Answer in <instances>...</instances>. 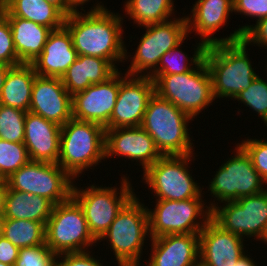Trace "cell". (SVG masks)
Returning <instances> with one entry per match:
<instances>
[{
  "mask_svg": "<svg viewBox=\"0 0 267 266\" xmlns=\"http://www.w3.org/2000/svg\"><path fill=\"white\" fill-rule=\"evenodd\" d=\"M88 11L78 10L65 18L64 26L72 36L77 55L106 59L118 70L116 62L130 57L122 39V15H115L99 3Z\"/></svg>",
  "mask_w": 267,
  "mask_h": 266,
  "instance_id": "1",
  "label": "cell"
},
{
  "mask_svg": "<svg viewBox=\"0 0 267 266\" xmlns=\"http://www.w3.org/2000/svg\"><path fill=\"white\" fill-rule=\"evenodd\" d=\"M247 52V43L243 39L206 47L204 61L211 75L215 99H235L258 76Z\"/></svg>",
  "mask_w": 267,
  "mask_h": 266,
  "instance_id": "2",
  "label": "cell"
},
{
  "mask_svg": "<svg viewBox=\"0 0 267 266\" xmlns=\"http://www.w3.org/2000/svg\"><path fill=\"white\" fill-rule=\"evenodd\" d=\"M103 159H106L104 126L75 118L61 126L57 164L73 179Z\"/></svg>",
  "mask_w": 267,
  "mask_h": 266,
  "instance_id": "3",
  "label": "cell"
},
{
  "mask_svg": "<svg viewBox=\"0 0 267 266\" xmlns=\"http://www.w3.org/2000/svg\"><path fill=\"white\" fill-rule=\"evenodd\" d=\"M189 120H192L190 116L154 93L141 127L154 139L162 156H184L194 154L187 128Z\"/></svg>",
  "mask_w": 267,
  "mask_h": 266,
  "instance_id": "4",
  "label": "cell"
},
{
  "mask_svg": "<svg viewBox=\"0 0 267 266\" xmlns=\"http://www.w3.org/2000/svg\"><path fill=\"white\" fill-rule=\"evenodd\" d=\"M187 73L150 75L155 93L192 119L215 100L212 79L204 59Z\"/></svg>",
  "mask_w": 267,
  "mask_h": 266,
  "instance_id": "5",
  "label": "cell"
},
{
  "mask_svg": "<svg viewBox=\"0 0 267 266\" xmlns=\"http://www.w3.org/2000/svg\"><path fill=\"white\" fill-rule=\"evenodd\" d=\"M149 233L147 206L141 204L135 194L98 241L108 238L118 266H139L144 241Z\"/></svg>",
  "mask_w": 267,
  "mask_h": 266,
  "instance_id": "6",
  "label": "cell"
},
{
  "mask_svg": "<svg viewBox=\"0 0 267 266\" xmlns=\"http://www.w3.org/2000/svg\"><path fill=\"white\" fill-rule=\"evenodd\" d=\"M97 242L90 232L82 207L72 196L53 206L45 225V245L52 253L87 251Z\"/></svg>",
  "mask_w": 267,
  "mask_h": 266,
  "instance_id": "7",
  "label": "cell"
},
{
  "mask_svg": "<svg viewBox=\"0 0 267 266\" xmlns=\"http://www.w3.org/2000/svg\"><path fill=\"white\" fill-rule=\"evenodd\" d=\"M202 200L201 197L181 201L156 200L154 210L147 207L149 237L155 238L168 234H199L212 215L210 206H204L206 203ZM204 207L207 208L206 211ZM197 218L201 222L199 220L197 222Z\"/></svg>",
  "mask_w": 267,
  "mask_h": 266,
  "instance_id": "8",
  "label": "cell"
},
{
  "mask_svg": "<svg viewBox=\"0 0 267 266\" xmlns=\"http://www.w3.org/2000/svg\"><path fill=\"white\" fill-rule=\"evenodd\" d=\"M119 188L91 185L80 189L73 184L72 197L82 207L92 235L99 240L115 220L118 212L135 195L129 177L121 178ZM119 194V196H118Z\"/></svg>",
  "mask_w": 267,
  "mask_h": 266,
  "instance_id": "9",
  "label": "cell"
},
{
  "mask_svg": "<svg viewBox=\"0 0 267 266\" xmlns=\"http://www.w3.org/2000/svg\"><path fill=\"white\" fill-rule=\"evenodd\" d=\"M11 190L43 196L54 205L72 196L73 178L58 164L29 161L6 180Z\"/></svg>",
  "mask_w": 267,
  "mask_h": 266,
  "instance_id": "10",
  "label": "cell"
},
{
  "mask_svg": "<svg viewBox=\"0 0 267 266\" xmlns=\"http://www.w3.org/2000/svg\"><path fill=\"white\" fill-rule=\"evenodd\" d=\"M193 154L162 156L143 173V180L154 190L156 200L181 201L202 196V187L194 182L188 162Z\"/></svg>",
  "mask_w": 267,
  "mask_h": 266,
  "instance_id": "11",
  "label": "cell"
},
{
  "mask_svg": "<svg viewBox=\"0 0 267 266\" xmlns=\"http://www.w3.org/2000/svg\"><path fill=\"white\" fill-rule=\"evenodd\" d=\"M144 27L146 33L142 35L134 56L131 55L133 60L126 71L130 76L149 77L158 67L161 57L188 37L186 17Z\"/></svg>",
  "mask_w": 267,
  "mask_h": 266,
  "instance_id": "12",
  "label": "cell"
},
{
  "mask_svg": "<svg viewBox=\"0 0 267 266\" xmlns=\"http://www.w3.org/2000/svg\"><path fill=\"white\" fill-rule=\"evenodd\" d=\"M236 154L222 163L208 191L219 203L236 201L240 197L255 195L266 190L265 182L254 168L251 158L239 145ZM264 183V184H263ZM263 185V186H262Z\"/></svg>",
  "mask_w": 267,
  "mask_h": 266,
  "instance_id": "13",
  "label": "cell"
},
{
  "mask_svg": "<svg viewBox=\"0 0 267 266\" xmlns=\"http://www.w3.org/2000/svg\"><path fill=\"white\" fill-rule=\"evenodd\" d=\"M224 203L210 204L211 219L225 231L260 240L267 225V189Z\"/></svg>",
  "mask_w": 267,
  "mask_h": 266,
  "instance_id": "14",
  "label": "cell"
},
{
  "mask_svg": "<svg viewBox=\"0 0 267 266\" xmlns=\"http://www.w3.org/2000/svg\"><path fill=\"white\" fill-rule=\"evenodd\" d=\"M122 77L116 104L105 129L141 126L148 102L155 93V84L150 77L126 73Z\"/></svg>",
  "mask_w": 267,
  "mask_h": 266,
  "instance_id": "15",
  "label": "cell"
},
{
  "mask_svg": "<svg viewBox=\"0 0 267 266\" xmlns=\"http://www.w3.org/2000/svg\"><path fill=\"white\" fill-rule=\"evenodd\" d=\"M113 155L137 160L143 171L162 157L154 139L141 126L105 129V158Z\"/></svg>",
  "mask_w": 267,
  "mask_h": 266,
  "instance_id": "16",
  "label": "cell"
},
{
  "mask_svg": "<svg viewBox=\"0 0 267 266\" xmlns=\"http://www.w3.org/2000/svg\"><path fill=\"white\" fill-rule=\"evenodd\" d=\"M117 71L107 81L90 85L86 90L72 96V118L105 126L112 115L120 88Z\"/></svg>",
  "mask_w": 267,
  "mask_h": 266,
  "instance_id": "17",
  "label": "cell"
},
{
  "mask_svg": "<svg viewBox=\"0 0 267 266\" xmlns=\"http://www.w3.org/2000/svg\"><path fill=\"white\" fill-rule=\"evenodd\" d=\"M29 112L63 126L72 118V96L61 78L36 75Z\"/></svg>",
  "mask_w": 267,
  "mask_h": 266,
  "instance_id": "18",
  "label": "cell"
},
{
  "mask_svg": "<svg viewBox=\"0 0 267 266\" xmlns=\"http://www.w3.org/2000/svg\"><path fill=\"white\" fill-rule=\"evenodd\" d=\"M232 12L233 0H197L191 11L193 15L186 16L187 31H195L206 46L242 40L239 29L226 38L213 37L214 32L227 23Z\"/></svg>",
  "mask_w": 267,
  "mask_h": 266,
  "instance_id": "19",
  "label": "cell"
},
{
  "mask_svg": "<svg viewBox=\"0 0 267 266\" xmlns=\"http://www.w3.org/2000/svg\"><path fill=\"white\" fill-rule=\"evenodd\" d=\"M243 237L223 230L212 219L199 233L201 266H234L246 252Z\"/></svg>",
  "mask_w": 267,
  "mask_h": 266,
  "instance_id": "20",
  "label": "cell"
},
{
  "mask_svg": "<svg viewBox=\"0 0 267 266\" xmlns=\"http://www.w3.org/2000/svg\"><path fill=\"white\" fill-rule=\"evenodd\" d=\"M151 239L147 266H198L199 234H168Z\"/></svg>",
  "mask_w": 267,
  "mask_h": 266,
  "instance_id": "21",
  "label": "cell"
},
{
  "mask_svg": "<svg viewBox=\"0 0 267 266\" xmlns=\"http://www.w3.org/2000/svg\"><path fill=\"white\" fill-rule=\"evenodd\" d=\"M60 136L61 126L40 115L27 112L23 143L31 161L57 164L60 154Z\"/></svg>",
  "mask_w": 267,
  "mask_h": 266,
  "instance_id": "22",
  "label": "cell"
},
{
  "mask_svg": "<svg viewBox=\"0 0 267 266\" xmlns=\"http://www.w3.org/2000/svg\"><path fill=\"white\" fill-rule=\"evenodd\" d=\"M69 30L63 26L52 30L43 51L34 60L32 66L37 75L61 78L77 58Z\"/></svg>",
  "mask_w": 267,
  "mask_h": 266,
  "instance_id": "23",
  "label": "cell"
},
{
  "mask_svg": "<svg viewBox=\"0 0 267 266\" xmlns=\"http://www.w3.org/2000/svg\"><path fill=\"white\" fill-rule=\"evenodd\" d=\"M117 71L106 59L78 55L61 80L66 90L73 96L75 93L86 90L92 84L107 81Z\"/></svg>",
  "mask_w": 267,
  "mask_h": 266,
  "instance_id": "24",
  "label": "cell"
},
{
  "mask_svg": "<svg viewBox=\"0 0 267 266\" xmlns=\"http://www.w3.org/2000/svg\"><path fill=\"white\" fill-rule=\"evenodd\" d=\"M8 19L20 63L32 64L43 51L52 29L19 17Z\"/></svg>",
  "mask_w": 267,
  "mask_h": 266,
  "instance_id": "25",
  "label": "cell"
},
{
  "mask_svg": "<svg viewBox=\"0 0 267 266\" xmlns=\"http://www.w3.org/2000/svg\"><path fill=\"white\" fill-rule=\"evenodd\" d=\"M36 75L32 64L12 66L1 91L0 104L28 112Z\"/></svg>",
  "mask_w": 267,
  "mask_h": 266,
  "instance_id": "26",
  "label": "cell"
},
{
  "mask_svg": "<svg viewBox=\"0 0 267 266\" xmlns=\"http://www.w3.org/2000/svg\"><path fill=\"white\" fill-rule=\"evenodd\" d=\"M5 17H19L52 30L64 26L66 16L46 0H4Z\"/></svg>",
  "mask_w": 267,
  "mask_h": 266,
  "instance_id": "27",
  "label": "cell"
},
{
  "mask_svg": "<svg viewBox=\"0 0 267 266\" xmlns=\"http://www.w3.org/2000/svg\"><path fill=\"white\" fill-rule=\"evenodd\" d=\"M54 204L43 196L8 188L5 200L3 219H25L41 222L44 226Z\"/></svg>",
  "mask_w": 267,
  "mask_h": 266,
  "instance_id": "28",
  "label": "cell"
},
{
  "mask_svg": "<svg viewBox=\"0 0 267 266\" xmlns=\"http://www.w3.org/2000/svg\"><path fill=\"white\" fill-rule=\"evenodd\" d=\"M1 235L20 248L45 245V226L38 221L2 219Z\"/></svg>",
  "mask_w": 267,
  "mask_h": 266,
  "instance_id": "29",
  "label": "cell"
},
{
  "mask_svg": "<svg viewBox=\"0 0 267 266\" xmlns=\"http://www.w3.org/2000/svg\"><path fill=\"white\" fill-rule=\"evenodd\" d=\"M173 6V0H127L124 10L140 27L168 21Z\"/></svg>",
  "mask_w": 267,
  "mask_h": 266,
  "instance_id": "30",
  "label": "cell"
},
{
  "mask_svg": "<svg viewBox=\"0 0 267 266\" xmlns=\"http://www.w3.org/2000/svg\"><path fill=\"white\" fill-rule=\"evenodd\" d=\"M183 42L184 40L161 57L158 67L151 75L187 73L194 69L192 65L196 66L204 59V54L207 46L202 41H199L197 47L194 48V55L192 56V58L190 57V59L189 57H187V54L179 49ZM188 60H191V64L188 62Z\"/></svg>",
  "mask_w": 267,
  "mask_h": 266,
  "instance_id": "31",
  "label": "cell"
},
{
  "mask_svg": "<svg viewBox=\"0 0 267 266\" xmlns=\"http://www.w3.org/2000/svg\"><path fill=\"white\" fill-rule=\"evenodd\" d=\"M27 112L0 104V139L23 142L25 136V116Z\"/></svg>",
  "mask_w": 267,
  "mask_h": 266,
  "instance_id": "32",
  "label": "cell"
},
{
  "mask_svg": "<svg viewBox=\"0 0 267 266\" xmlns=\"http://www.w3.org/2000/svg\"><path fill=\"white\" fill-rule=\"evenodd\" d=\"M29 161L23 142L17 143L0 139V174L5 180Z\"/></svg>",
  "mask_w": 267,
  "mask_h": 266,
  "instance_id": "33",
  "label": "cell"
},
{
  "mask_svg": "<svg viewBox=\"0 0 267 266\" xmlns=\"http://www.w3.org/2000/svg\"><path fill=\"white\" fill-rule=\"evenodd\" d=\"M235 100L257 112L267 126V81L257 76L251 85L237 95Z\"/></svg>",
  "mask_w": 267,
  "mask_h": 266,
  "instance_id": "34",
  "label": "cell"
},
{
  "mask_svg": "<svg viewBox=\"0 0 267 266\" xmlns=\"http://www.w3.org/2000/svg\"><path fill=\"white\" fill-rule=\"evenodd\" d=\"M57 255L46 246H33L19 249L14 266H56Z\"/></svg>",
  "mask_w": 267,
  "mask_h": 266,
  "instance_id": "35",
  "label": "cell"
},
{
  "mask_svg": "<svg viewBox=\"0 0 267 266\" xmlns=\"http://www.w3.org/2000/svg\"><path fill=\"white\" fill-rule=\"evenodd\" d=\"M251 158L252 164L267 185V141L246 139L238 143Z\"/></svg>",
  "mask_w": 267,
  "mask_h": 266,
  "instance_id": "36",
  "label": "cell"
},
{
  "mask_svg": "<svg viewBox=\"0 0 267 266\" xmlns=\"http://www.w3.org/2000/svg\"><path fill=\"white\" fill-rule=\"evenodd\" d=\"M0 64L9 66L21 64L14 47L8 19L3 14L0 15Z\"/></svg>",
  "mask_w": 267,
  "mask_h": 266,
  "instance_id": "37",
  "label": "cell"
},
{
  "mask_svg": "<svg viewBox=\"0 0 267 266\" xmlns=\"http://www.w3.org/2000/svg\"><path fill=\"white\" fill-rule=\"evenodd\" d=\"M239 31L248 46L253 43L254 46L257 44L259 47H267V17L256 21L254 26L247 24L239 27Z\"/></svg>",
  "mask_w": 267,
  "mask_h": 266,
  "instance_id": "38",
  "label": "cell"
},
{
  "mask_svg": "<svg viewBox=\"0 0 267 266\" xmlns=\"http://www.w3.org/2000/svg\"><path fill=\"white\" fill-rule=\"evenodd\" d=\"M233 12L260 20L267 17V0H233Z\"/></svg>",
  "mask_w": 267,
  "mask_h": 266,
  "instance_id": "39",
  "label": "cell"
},
{
  "mask_svg": "<svg viewBox=\"0 0 267 266\" xmlns=\"http://www.w3.org/2000/svg\"><path fill=\"white\" fill-rule=\"evenodd\" d=\"M57 258L62 261L56 259V266H103L101 260H96L89 251L62 253Z\"/></svg>",
  "mask_w": 267,
  "mask_h": 266,
  "instance_id": "40",
  "label": "cell"
},
{
  "mask_svg": "<svg viewBox=\"0 0 267 266\" xmlns=\"http://www.w3.org/2000/svg\"><path fill=\"white\" fill-rule=\"evenodd\" d=\"M19 248L0 235V262L14 266L18 259Z\"/></svg>",
  "mask_w": 267,
  "mask_h": 266,
  "instance_id": "41",
  "label": "cell"
},
{
  "mask_svg": "<svg viewBox=\"0 0 267 266\" xmlns=\"http://www.w3.org/2000/svg\"><path fill=\"white\" fill-rule=\"evenodd\" d=\"M46 1L57 7L66 17L75 12V10L69 5L68 0H46Z\"/></svg>",
  "mask_w": 267,
  "mask_h": 266,
  "instance_id": "42",
  "label": "cell"
},
{
  "mask_svg": "<svg viewBox=\"0 0 267 266\" xmlns=\"http://www.w3.org/2000/svg\"><path fill=\"white\" fill-rule=\"evenodd\" d=\"M7 191L8 186L5 181L2 185H0V215H3L4 212Z\"/></svg>",
  "mask_w": 267,
  "mask_h": 266,
  "instance_id": "43",
  "label": "cell"
},
{
  "mask_svg": "<svg viewBox=\"0 0 267 266\" xmlns=\"http://www.w3.org/2000/svg\"><path fill=\"white\" fill-rule=\"evenodd\" d=\"M11 67L12 66L0 64V95H1L2 88L4 86L6 76Z\"/></svg>",
  "mask_w": 267,
  "mask_h": 266,
  "instance_id": "44",
  "label": "cell"
},
{
  "mask_svg": "<svg viewBox=\"0 0 267 266\" xmlns=\"http://www.w3.org/2000/svg\"><path fill=\"white\" fill-rule=\"evenodd\" d=\"M251 256L248 257L247 255H243L240 259H238L237 263L234 266H257L255 261L250 258Z\"/></svg>",
  "mask_w": 267,
  "mask_h": 266,
  "instance_id": "45",
  "label": "cell"
},
{
  "mask_svg": "<svg viewBox=\"0 0 267 266\" xmlns=\"http://www.w3.org/2000/svg\"><path fill=\"white\" fill-rule=\"evenodd\" d=\"M69 1V5L75 10L78 11L77 7H81L80 5H84L86 4V2H89V0H68Z\"/></svg>",
  "mask_w": 267,
  "mask_h": 266,
  "instance_id": "46",
  "label": "cell"
},
{
  "mask_svg": "<svg viewBox=\"0 0 267 266\" xmlns=\"http://www.w3.org/2000/svg\"><path fill=\"white\" fill-rule=\"evenodd\" d=\"M261 241L263 240L264 243L266 242L267 243V225H266V228H265V231L260 239Z\"/></svg>",
  "mask_w": 267,
  "mask_h": 266,
  "instance_id": "47",
  "label": "cell"
},
{
  "mask_svg": "<svg viewBox=\"0 0 267 266\" xmlns=\"http://www.w3.org/2000/svg\"><path fill=\"white\" fill-rule=\"evenodd\" d=\"M4 10V0H0V15L2 14Z\"/></svg>",
  "mask_w": 267,
  "mask_h": 266,
  "instance_id": "48",
  "label": "cell"
},
{
  "mask_svg": "<svg viewBox=\"0 0 267 266\" xmlns=\"http://www.w3.org/2000/svg\"><path fill=\"white\" fill-rule=\"evenodd\" d=\"M5 182L4 177L0 174V185H2Z\"/></svg>",
  "mask_w": 267,
  "mask_h": 266,
  "instance_id": "49",
  "label": "cell"
},
{
  "mask_svg": "<svg viewBox=\"0 0 267 266\" xmlns=\"http://www.w3.org/2000/svg\"><path fill=\"white\" fill-rule=\"evenodd\" d=\"M2 219H3V217H2V215H0V235H1V224H2Z\"/></svg>",
  "mask_w": 267,
  "mask_h": 266,
  "instance_id": "50",
  "label": "cell"
},
{
  "mask_svg": "<svg viewBox=\"0 0 267 266\" xmlns=\"http://www.w3.org/2000/svg\"><path fill=\"white\" fill-rule=\"evenodd\" d=\"M0 266H10V265H7V264H4V263L0 262Z\"/></svg>",
  "mask_w": 267,
  "mask_h": 266,
  "instance_id": "51",
  "label": "cell"
}]
</instances>
